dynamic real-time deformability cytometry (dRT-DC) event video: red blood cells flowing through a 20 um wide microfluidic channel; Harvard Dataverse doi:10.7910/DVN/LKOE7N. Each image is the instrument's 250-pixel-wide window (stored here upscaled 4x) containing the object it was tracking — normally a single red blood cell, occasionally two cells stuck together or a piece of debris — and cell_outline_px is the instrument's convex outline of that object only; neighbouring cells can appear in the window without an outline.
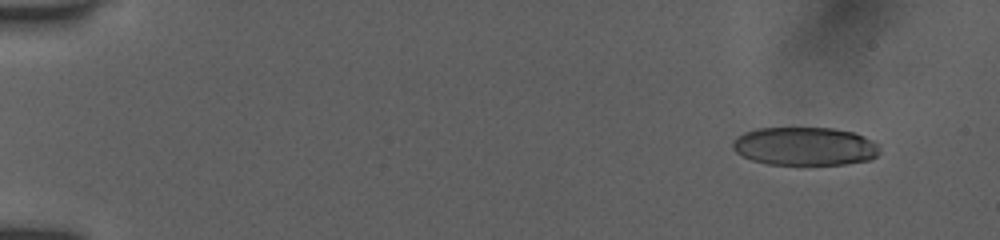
{"species": "human", "species_latin": "Homo sapiens", "temperature_condition": "room temperature", "stored_images_in_passage": 22, "camera_frame_rate_fps": 3000, "um_per_image_px": 0.085, "donor": {"sex": "female"}, "frame": {"image": 1, "passage_image": 1, "time_ms": 0.0, "image_size_px": [1000, 240], "cell_outline_px": [[880, 152], [872, 160], [844, 164], [768, 164], [752, 160], [736, 152], [732, 148], [732, 140], [736, 136], [744, 132], [756, 128], [832, 128], [852, 132], [864, 136], [872, 140], [880, 148]], "centroid_in_image_um": [68.4, 12.43], "position_along_channel_um": 16.6, "area_um2": 32.95}}
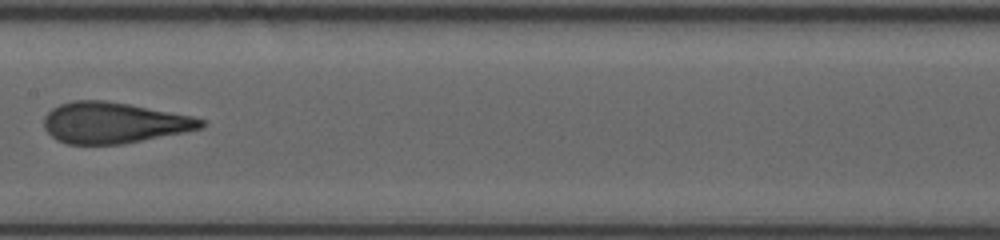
{"frame": {"image": 2, "passage_image": 12, "time_ms": 8.0, "image_size_px": [1000, 240], "cell_outline_px": [[204, 124], [200, 128], [120, 144], [68, 144], [56, 140], [44, 128], [44, 116], [52, 108], [60, 104], [72, 100], [104, 100], [128, 104], [192, 116], [204, 120]], "centroid_in_image_um": [9.58, 10.42], "position_along_channel_um": 197.8, "area_um2": 36.93}}
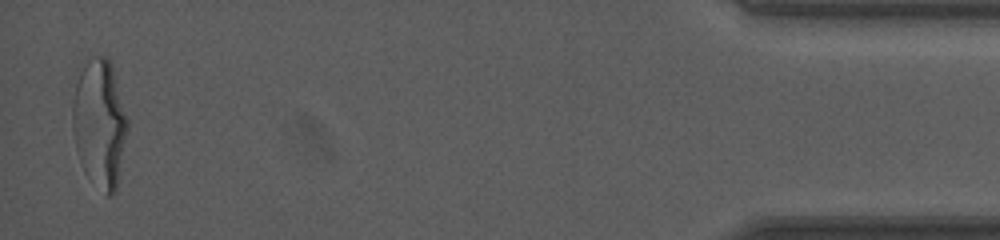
{"frame": {"image": 3, "passage_image": 22, "time_ms": 15.667, "image_size_px": [1000, 240], "cell_outline_px": [[128, 128], [116, 188], [112, 196], [104, 196], [76, 148], [72, 132], [72, 104], [76, 84], [80, 72], [88, 60], [92, 56], [108, 56], [112, 64], [128, 120]], "centroid_in_image_um": [8.49, 10.39], "position_along_channel_um": 426.7, "area_um2": 40.11}, "authors_computed_cell_mechanics": {"area_um2": 36.9053, "velocity_mm_per_s": 4.006, "shape_relaxation_time_tau1_ms": 5.5876, "shape_relaxation_time_tau2_ms": 0.048, "deformation_change_tau1": 0.2236, "deformation_change_tau2": 0.0824}}